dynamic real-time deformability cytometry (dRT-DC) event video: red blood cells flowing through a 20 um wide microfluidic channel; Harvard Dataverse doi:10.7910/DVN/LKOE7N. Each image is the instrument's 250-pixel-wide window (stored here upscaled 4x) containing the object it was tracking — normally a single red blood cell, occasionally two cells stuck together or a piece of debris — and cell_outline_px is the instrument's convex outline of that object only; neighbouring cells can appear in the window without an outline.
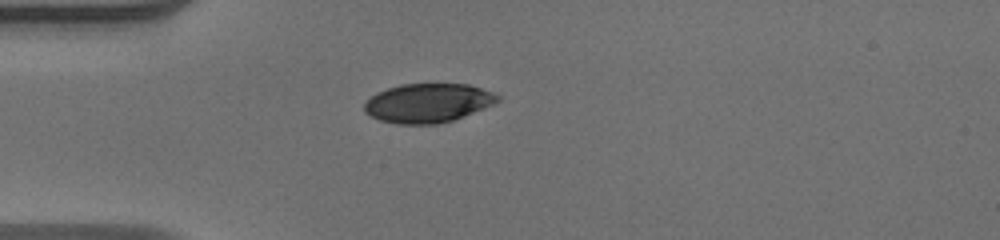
{"species": "human", "species_latin": "Homo sapiens", "temperature_condition": "warm", "stored_images_in_passage": 29, "camera_frame_rate_fps": 3000, "um_per_image_px": 0.085, "donor": {"sex": "male"}, "frame": {"image": 1, "passage_image": 1, "time_ms": 0.0, "image_size_px": [1000, 240], "cell_outline_px": [[500, 100], [492, 104], [452, 120], [436, 124], [396, 124], [380, 120], [364, 112], [364, 104], [376, 92], [400, 84], [468, 84], [492, 92], [500, 96]], "centroid_in_image_um": [36.34, 8.75], "position_along_channel_um": 48.7, "area_um2": 30.0}}
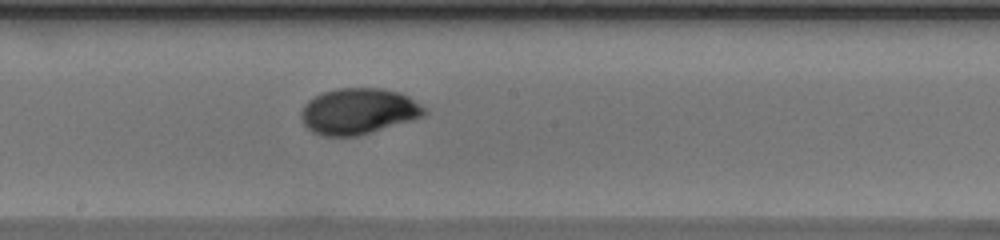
{"frame": {"image": 2, "passage_image": 15, "time_ms": 4.667, "image_size_px": [1000, 240], "cell_outline_px": [[428, 112], [424, 116], [372, 132], [356, 136], [324, 136], [312, 132], [304, 124], [300, 116], [300, 112], [304, 104], [308, 100], [324, 92], [336, 88], [380, 88], [400, 92], [408, 96], [428, 108]], "centroid_in_image_um": [30.48, 9.45], "position_along_channel_um": 217.7, "area_um2": 33.18}}
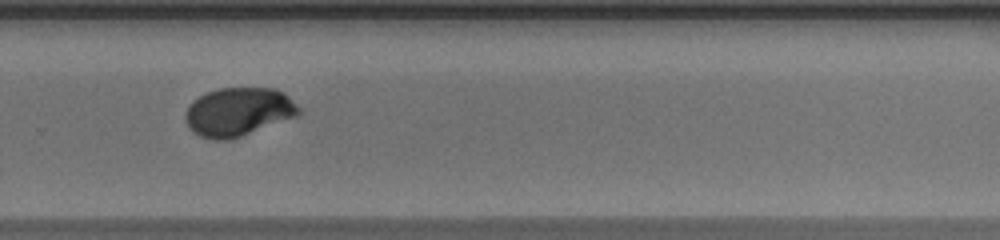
{"frame": {"image": 3, "passage_image": 22, "time_ms": 7.0, "image_size_px": [1000, 240], "cell_outline_px": [[304, 112], [296, 116], [240, 136], [228, 140], [212, 140], [200, 136], [192, 132], [188, 128], [184, 120], [184, 116], [192, 100], [208, 92], [220, 88], [276, 88], [284, 92]], "centroid_in_image_um": [20.24, 9.5], "position_along_channel_um": 309.6, "area_um2": 32.08}, "authors_computed_cell_mechanics": {"area_um2": 32.4836, "velocity_mm_per_s": 3.9584, "shape_relaxation_time_tau1_ms": 5.9905, "shape_relaxation_time_tau2_ms": null, "deformation_change_tau1": 0.1901, "deformation_change_tau2": null}}